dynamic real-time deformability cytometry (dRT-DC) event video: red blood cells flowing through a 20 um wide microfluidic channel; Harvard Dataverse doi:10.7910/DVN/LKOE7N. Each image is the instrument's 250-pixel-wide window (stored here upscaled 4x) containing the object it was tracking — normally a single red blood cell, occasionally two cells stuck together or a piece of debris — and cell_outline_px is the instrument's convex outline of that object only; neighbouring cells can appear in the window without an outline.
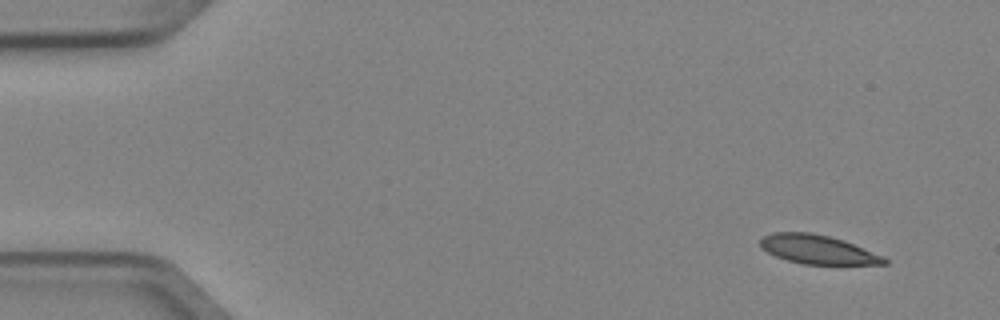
{"species": "Egyptian fruit bat (a non-hibernating species)", "species_latin": "Rousettus aegyptiacus", "temperature_condition": "cold", "stored_images_in_passage": 5, "segment_of_instrument_passage": [2, 2], "camera_frame_rate_fps": 3000, "um_per_image_px": 0.085, "animal": {"sex": "female"}, "frame": {"image": 1, "passage_image": 5, "time_ms": 1.333, "image_size_px": [1000, 320], "cell_outline_px": [[888, 264], [804, 264], [788, 260], [776, 256], [760, 248], [760, 240], [764, 236], [772, 232], [812, 232], [844, 240], [884, 256], [888, 260]], "centroid_in_image_um": [69.51, 21.2], "position_along_channel_um": 15.5, "area_um2": 20.87}}